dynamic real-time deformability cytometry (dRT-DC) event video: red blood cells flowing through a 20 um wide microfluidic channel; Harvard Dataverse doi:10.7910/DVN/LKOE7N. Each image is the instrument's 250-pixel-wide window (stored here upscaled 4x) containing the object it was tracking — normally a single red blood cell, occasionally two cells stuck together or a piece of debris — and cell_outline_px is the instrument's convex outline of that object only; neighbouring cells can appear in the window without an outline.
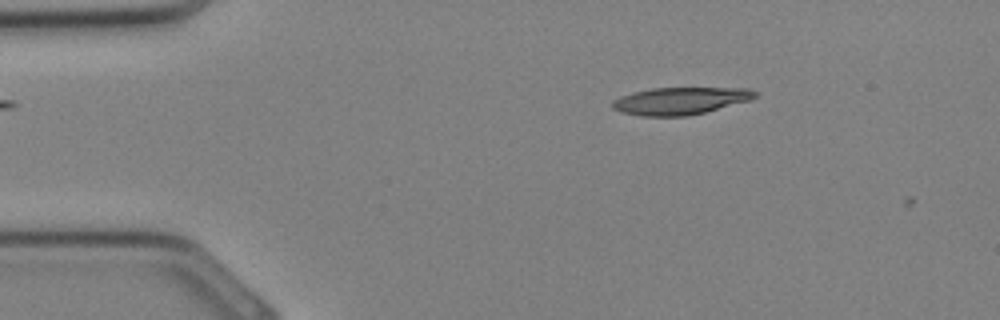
{"species": "Egyptian fruit bat (a non-hibernating species)", "species_latin": "Rousettus aegyptiacus", "temperature_condition": "cold", "stored_images_in_passage": 2, "camera_frame_rate_fps": 3000, "um_per_image_px": 0.085, "animal": {"sex": "female"}, "frame": {"image": 1, "passage_image": 1, "time_ms": 0.0, "image_size_px": [1000, 320], "cell_outline_px": [[756, 96], [752, 100], [688, 116], [640, 116], [620, 112], [612, 108], [612, 100], [620, 96], [632, 92], [652, 88], [748, 88], [756, 92]], "centroid_in_image_um": [57.79, 8.57], "position_along_channel_um": 27.2, "area_um2": 22.77}}